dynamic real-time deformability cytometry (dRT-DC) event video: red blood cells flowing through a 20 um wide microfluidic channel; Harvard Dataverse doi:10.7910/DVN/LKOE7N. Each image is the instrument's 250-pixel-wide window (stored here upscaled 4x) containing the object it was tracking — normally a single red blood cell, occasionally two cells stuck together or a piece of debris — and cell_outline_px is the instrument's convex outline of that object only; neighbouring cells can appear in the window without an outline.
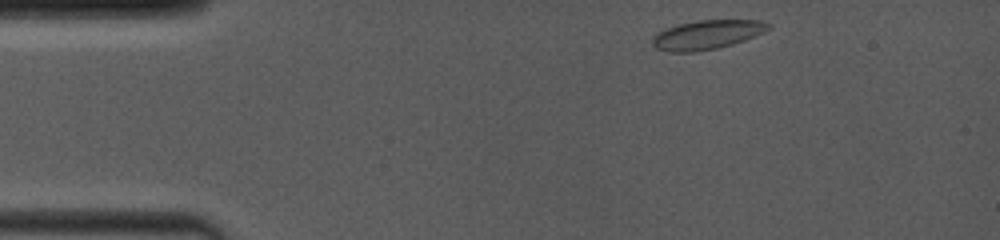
{"species": "common noctule bat (a hibernating species)", "species_latin": "Nyctalus noctula", "temperature_condition": "room temperature", "stored_images_in_passage": 37, "camera_frame_rate_fps": 4000, "um_per_image_px": 0.085, "animal": {"sex": "female", "body_mass_g": 19.0, "forearm_length_mm": 53.3}, "frame": {"image": 1, "passage_image": 1, "time_ms": 0.0, "image_size_px": [1000, 240], "cell_outline_px": [[772, 28], [764, 32], [744, 40], [720, 48], [696, 52], [668, 52], [656, 48], [652, 44], [652, 36], [668, 28], [680, 24], [700, 20], [760, 20], [772, 24]], "centroid_in_image_um": [60.13, 2.96], "position_along_channel_um": 24.9, "area_um2": 19.71}}
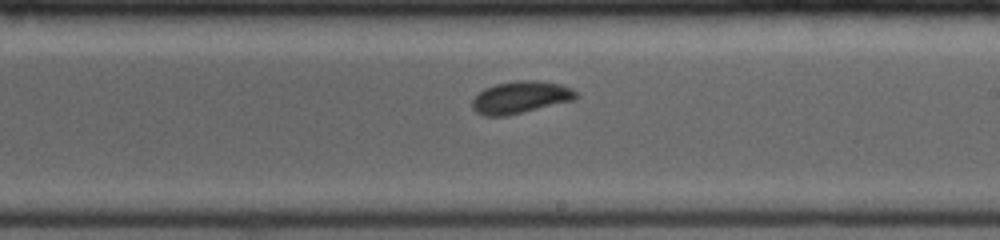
{"frame": {"image": 2, "passage_image": 18, "time_ms": 7.25, "image_size_px": [1000, 240], "cell_outline_px": [[576, 96], [572, 100], [504, 116], [484, 116], [476, 112], [472, 108], [472, 100], [484, 88], [496, 84], [516, 80], [532, 80], [560, 84], [572, 88], [576, 92]], "centroid_in_image_um": [44.19, 8.26], "position_along_channel_um": 244.8, "area_um2": 19.07}}
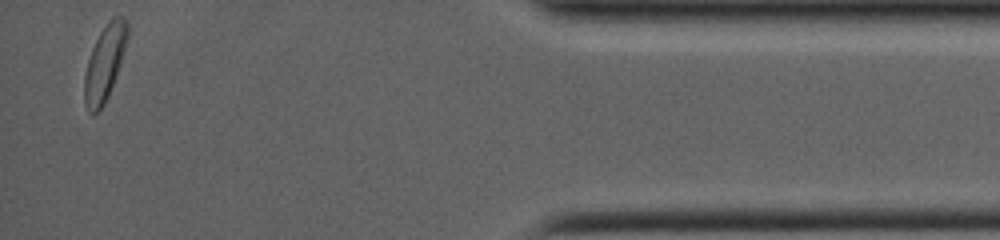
{"frame": {"image": 3, "passage_image": 37, "time_ms": 13.0, "image_size_px": [1000, 240], "cell_outline_px": [[128, 36], [108, 96], [104, 104], [92, 116], [88, 112], [84, 104], [84, 76], [88, 60], [92, 48], [100, 32], [108, 20], [112, 16], [124, 16], [128, 24]], "centroid_in_image_um": [8.87, 5.34], "position_along_channel_um": 426.3, "area_um2": 18.55}, "authors_computed_cell_mechanics": {"area_um2": 18.785, "velocity_mm_per_s": 4.0239, "shape_relaxation_time_tau1_ms": 1.6075, "shape_relaxation_time_tau2_ms": null, "deformation_change_tau1": 0.1008, "deformation_change_tau2": null}}